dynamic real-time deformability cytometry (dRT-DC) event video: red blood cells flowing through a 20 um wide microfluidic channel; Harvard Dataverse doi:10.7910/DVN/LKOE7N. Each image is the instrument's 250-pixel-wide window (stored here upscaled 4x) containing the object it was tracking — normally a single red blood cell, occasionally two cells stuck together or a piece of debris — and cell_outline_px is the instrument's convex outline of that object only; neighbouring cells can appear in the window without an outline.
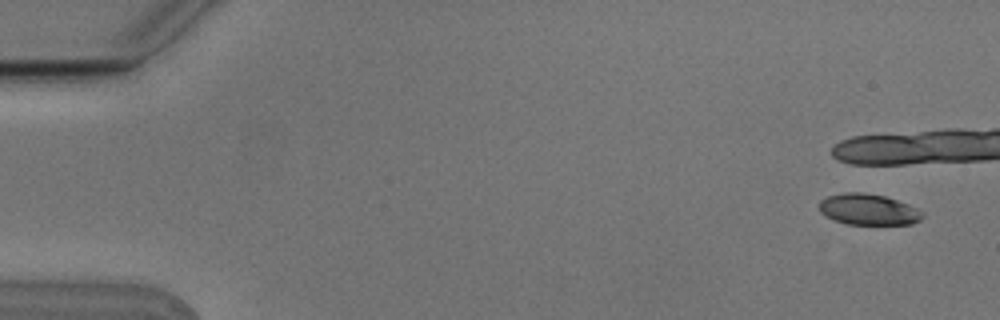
{"species": "Egyptian fruit bat (a non-hibernating species)", "species_latin": "Rousettus aegyptiacus", "temperature_condition": "cold", "stored_images_in_passage": 2, "camera_frame_rate_fps": 3000, "um_per_image_px": 0.085, "animal": {"sex": "male"}, "frame": {"image": 1, "passage_image": 2, "time_ms": 0.333, "image_size_px": [1000, 320], "cell_outline_px": [[924, 216], [920, 220], [912, 224], [848, 224], [832, 220], [824, 216], [820, 212], [820, 200], [828, 196], [844, 192], [864, 192], [884, 196], [908, 204], [924, 212]], "centroid_in_image_um": [73.8, 17.81], "position_along_channel_um": 11.2, "area_um2": 18.79}}